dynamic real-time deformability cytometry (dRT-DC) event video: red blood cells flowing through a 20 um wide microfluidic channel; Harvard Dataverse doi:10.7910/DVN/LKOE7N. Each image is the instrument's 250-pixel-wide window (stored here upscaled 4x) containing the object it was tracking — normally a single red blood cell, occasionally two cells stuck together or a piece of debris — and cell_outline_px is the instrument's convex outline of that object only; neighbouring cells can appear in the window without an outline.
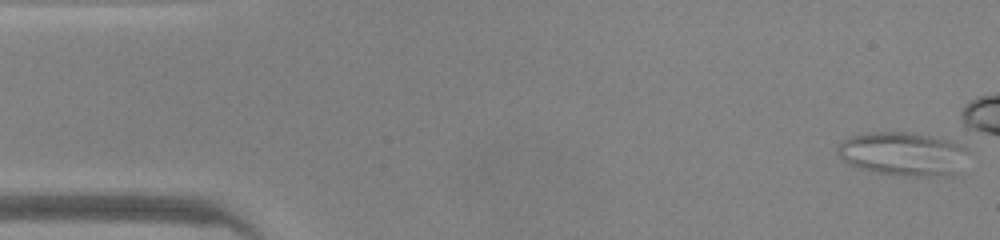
{"species": "common noctule bat (a hibernating species)", "species_latin": "Nyctalus noctula", "temperature_condition": "warm", "stored_images_in_passage": 37, "camera_frame_rate_fps": 3000, "um_per_image_px": 0.085, "animal": {"sex": "male", "body_mass_g": 20.0, "forearm_length_mm": 53.3}, "frame": {"image": 1, "passage_image": 1, "time_ms": 0.0, "image_size_px": [1000, 240], "cell_outline_px": [[968, 152], [956, 172], [952, 176], [908, 176], [876, 172], [856, 168], [848, 164], [836, 152], [836, 148], [848, 136], [872, 132], [912, 132], [952, 140], [968, 148]], "centroid_in_image_um": [76.75, 13.07], "position_along_channel_um": 8.3, "area_um2": 33.47}}
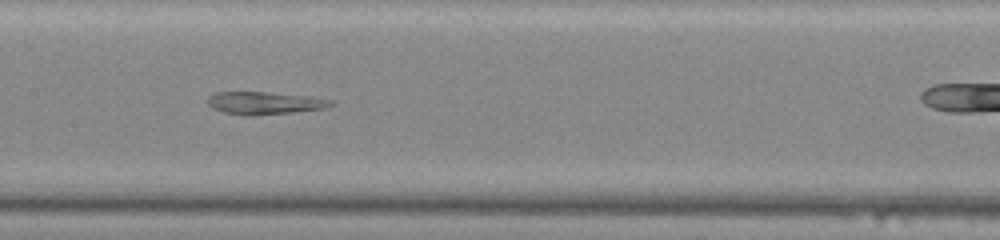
{"frame": {"image": 2, "passage_image": 22, "time_ms": 7.0, "image_size_px": [1000, 240], "cell_outline_px": [[336, 104], [324, 108], [292, 112], [224, 112], [212, 108], [208, 104], [208, 96], [216, 92], [268, 92], [312, 96], [332, 100]], "centroid_in_image_um": [22.56, 8.69], "position_along_channel_um": 184.8, "area_um2": 15.26}}
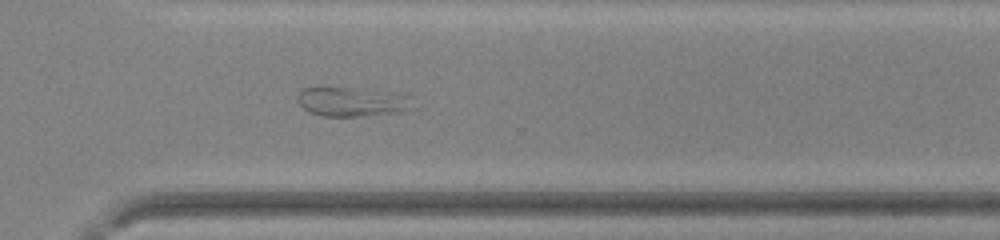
{"frame": {"image": 3, "passage_image": 33, "time_ms": 10.667, "image_size_px": [1000, 240], "cell_outline_px": [[416, 108], [392, 112], [360, 116], [320, 116], [308, 112], [296, 100], [296, 96], [304, 88], [344, 88], [412, 96]], "centroid_in_image_um": [29.89, 8.67], "position_along_channel_um": 340.7, "area_um2": 19.13}}